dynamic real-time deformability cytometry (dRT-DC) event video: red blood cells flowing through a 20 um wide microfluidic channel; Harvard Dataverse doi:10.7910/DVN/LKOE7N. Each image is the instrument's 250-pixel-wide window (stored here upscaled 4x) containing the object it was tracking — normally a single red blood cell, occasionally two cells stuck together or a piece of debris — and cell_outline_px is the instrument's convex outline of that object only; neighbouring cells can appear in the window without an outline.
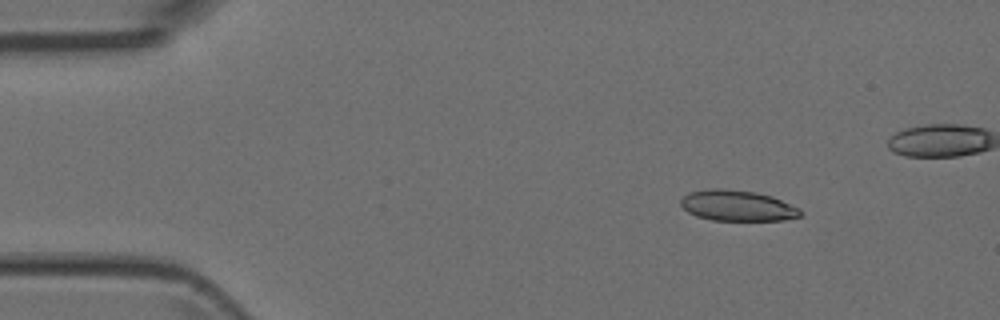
{"species": "Egyptian fruit bat (a non-hibernating species)", "species_latin": "Rousettus aegyptiacus", "temperature_condition": "room temperature", "stored_images_in_passage": 4, "camera_frame_rate_fps": 3000, "um_per_image_px": 0.085, "animal": {"sex": "female"}, "frame": {"image": 1, "passage_image": 2, "time_ms": 1.333, "image_size_px": [1000, 320], "cell_outline_px": [[804, 212], [800, 216], [784, 220], [712, 220], [696, 216], [688, 212], [680, 204], [680, 200], [688, 192], [708, 188], [724, 188], [756, 192], [772, 196], [800, 208]], "centroid_in_image_um": [62.68, 17.47], "position_along_channel_um": 22.3, "area_um2": 21.62}}